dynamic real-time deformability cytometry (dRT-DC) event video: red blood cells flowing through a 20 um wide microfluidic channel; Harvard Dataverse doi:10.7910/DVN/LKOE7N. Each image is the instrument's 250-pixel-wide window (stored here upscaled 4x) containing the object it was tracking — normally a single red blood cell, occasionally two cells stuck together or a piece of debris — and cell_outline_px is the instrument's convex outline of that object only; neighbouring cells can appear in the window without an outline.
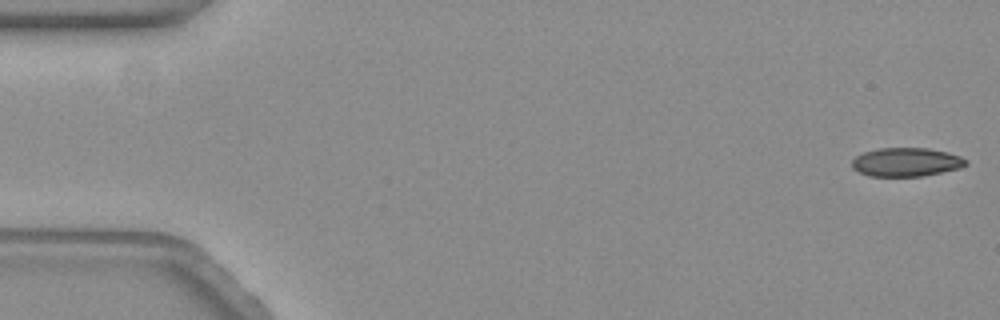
{"species": "common noctule bat (a hibernating species)", "species_latin": "Nyctalus noctula", "temperature_condition": "warm", "stored_images_in_passage": 60, "camera_frame_rate_fps": 3000, "um_per_image_px": 0.085, "animal": {"sex": "female", "body_mass_g": 19.3, "forearm_length_mm": 54.1}, "frame": {"image": 1, "passage_image": 1, "time_ms": 0.0, "image_size_px": [1000, 320], "cell_outline_px": [[968, 164], [960, 168], [920, 176], [868, 176], [852, 168], [852, 160], [856, 156], [864, 152], [880, 148], [928, 148], [948, 152], [960, 156], [968, 160]], "centroid_in_image_um": [77.04, 13.77], "position_along_channel_um": 8.0, "area_um2": 19.02}}
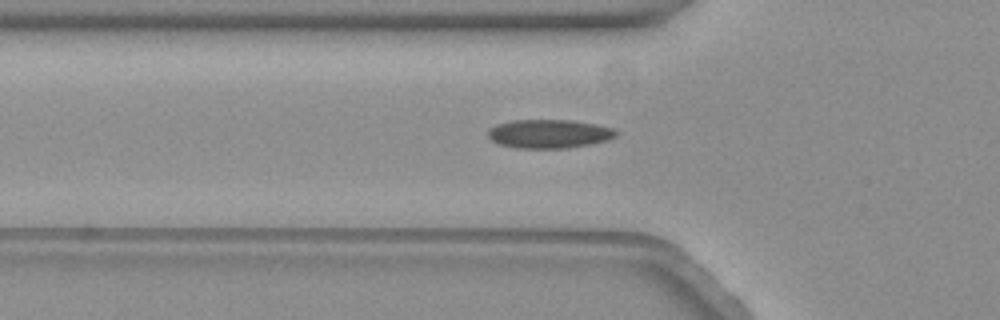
{"frame": {"image": 2, "passage_image": 20, "time_ms": 6.333, "image_size_px": [1000, 320], "cell_outline_px": [[620, 132], [616, 136], [608, 140], [592, 144], [564, 148], [516, 148], [500, 144], [492, 140], [488, 136], [488, 128], [496, 124], [512, 120], [572, 120], [596, 124], [612, 128]], "centroid_in_image_um": [46.68, 11.37], "position_along_channel_um": 79.1, "area_um2": 21.56}}
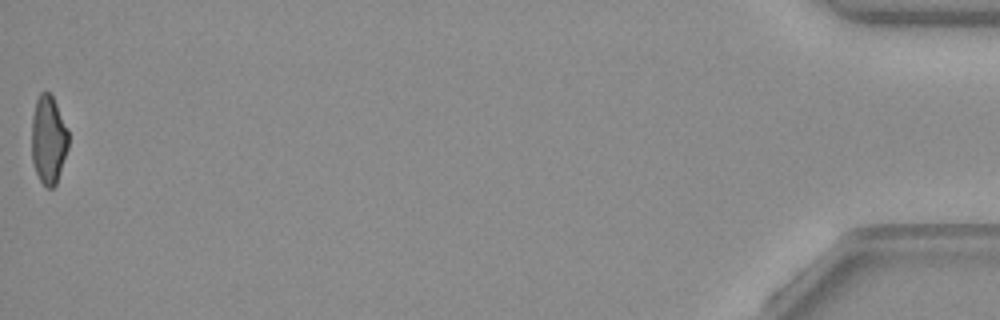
{"frame": {"image": 3, "passage_image": 60, "time_ms": 19.667, "image_size_px": [1000, 320], "cell_outline_px": [[68, 148], [56, 184], [52, 188], [48, 188], [40, 180], [36, 172], [32, 160], [32, 116], [36, 100], [40, 92], [44, 88], [52, 96], [68, 128]], "centroid_in_image_um": [4.12, 11.84], "position_along_channel_um": 431.1, "area_um2": 18.96}, "authors_computed_cell_mechanics": {"area_um2": 20.3745, "velocity_mm_per_s": 3.4319, "shape_relaxation_time_tau1_ms": null, "shape_relaxation_time_tau2_ms": 2.0075, "deformation_change_tau1": null, "deformation_change_tau2": 0.0765}}